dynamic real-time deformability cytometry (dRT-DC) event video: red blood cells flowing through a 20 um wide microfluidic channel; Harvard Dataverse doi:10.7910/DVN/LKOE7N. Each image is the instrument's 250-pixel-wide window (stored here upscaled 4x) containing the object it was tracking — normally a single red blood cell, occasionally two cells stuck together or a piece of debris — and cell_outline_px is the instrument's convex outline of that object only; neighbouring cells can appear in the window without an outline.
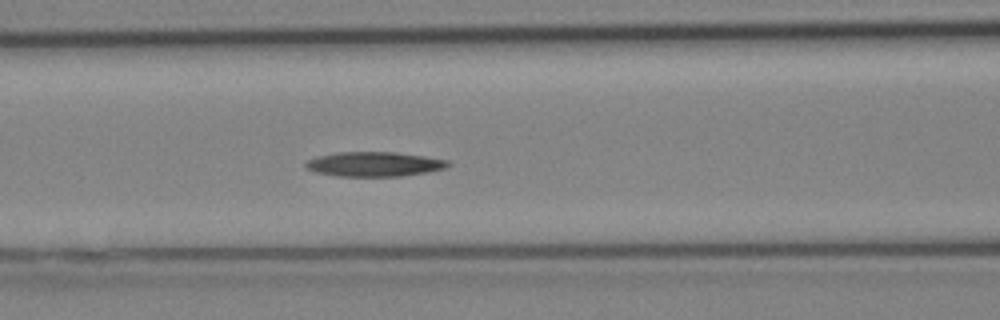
{"species": "Egyptian fruit bat (a non-hibernating species)", "species_latin": "Rousettus aegyptiacus", "temperature_condition": "cold", "stored_images_in_passage": 26, "camera_frame_rate_fps": 3000, "um_per_image_px": 0.085, "animal": {"sex": "female"}, "frame": {"image": 1, "passage_image": 7, "time_ms": 2.0, "image_size_px": [1000, 320], "cell_outline_px": [[452, 164], [444, 168], [428, 172], [404, 176], [336, 176], [316, 172], [308, 168], [304, 164], [308, 160], [316, 156], [336, 152], [396, 152], [424, 156], [448, 160]], "centroid_in_image_um": [31.82, 13.95], "position_along_channel_um": 134.8, "area_um2": 20.46}}
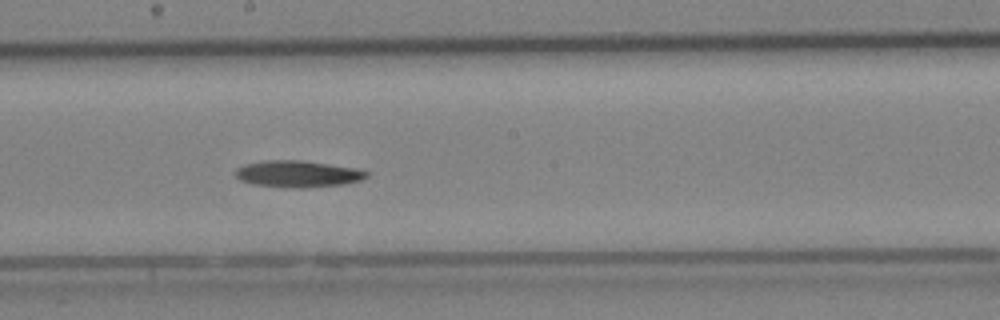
{"frame": {"image": 2, "passage_image": 11, "time_ms": 3.333, "image_size_px": [1000, 320], "cell_outline_px": [[368, 176], [360, 180], [344, 184], [300, 188], [292, 188], [256, 184], [240, 180], [236, 176], [236, 168], [244, 164], [264, 160], [300, 160], [360, 168], [368, 172]], "centroid_in_image_um": [25.34, 14.77], "position_along_channel_um": 222.9, "area_um2": 20.35}}
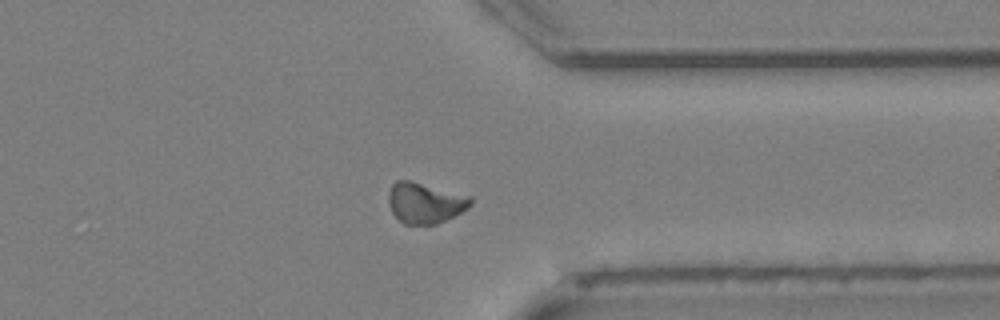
{"frame": {"image": 3, "passage_image": 18, "time_ms": 5.667, "image_size_px": [1000, 320], "cell_outline_px": [[472, 204], [468, 208], [436, 224], [404, 224], [392, 212], [388, 204], [388, 192], [392, 184], [396, 180], [412, 180], [472, 196]], "centroid_in_image_um": [36.12, 17.21], "position_along_channel_um": 375.3, "area_um2": 19.59}}